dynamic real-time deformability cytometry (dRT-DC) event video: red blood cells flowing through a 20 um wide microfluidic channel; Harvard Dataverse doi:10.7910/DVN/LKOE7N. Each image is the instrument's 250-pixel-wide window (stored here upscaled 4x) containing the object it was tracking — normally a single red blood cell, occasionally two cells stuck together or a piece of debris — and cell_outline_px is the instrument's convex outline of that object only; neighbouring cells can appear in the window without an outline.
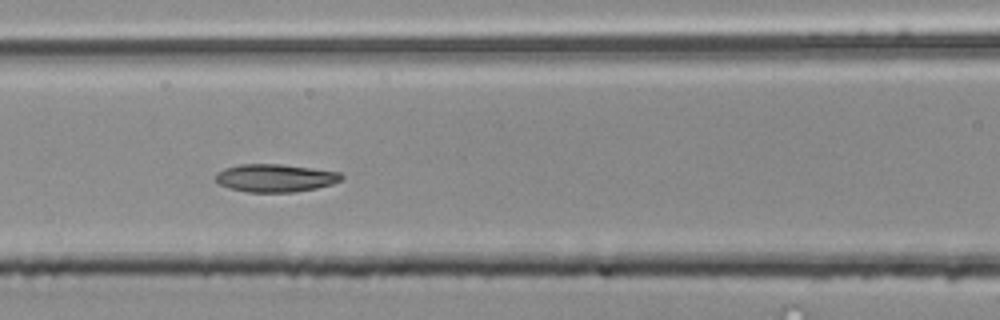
{"species": "common noctule bat (a hibernating species)", "species_latin": "Nyctalus noctula", "temperature_condition": "room temperature", "stored_images_in_passage": 15, "camera_frame_rate_fps": 3000, "um_per_image_px": 0.085, "animal": {"sex": "male", "body_mass_g": 20.4}, "frame": {"image": 1, "passage_image": 9, "time_ms": 2.667, "image_size_px": [1000, 320], "cell_outline_px": [[344, 176], [340, 180], [332, 184], [316, 188], [296, 192], [248, 192], [228, 188], [216, 184], [216, 172], [224, 168], [240, 164], [280, 164], [312, 168], [340, 172]], "centroid_in_image_um": [23.36, 15.13], "position_along_channel_um": 143.2, "area_um2": 20.58}}
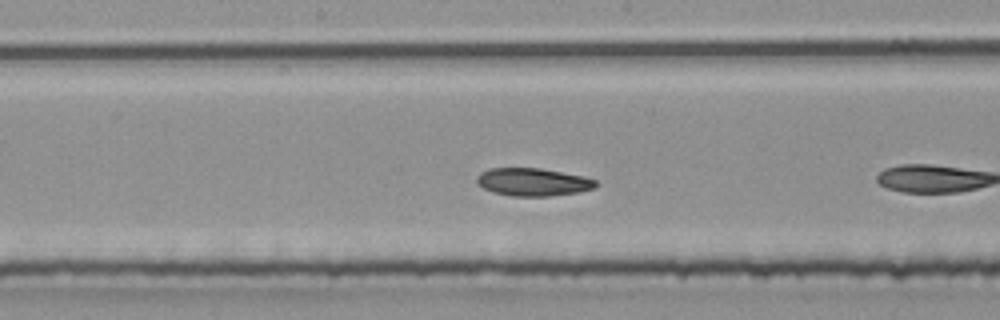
{"frame": {"image": 2, "passage_image": 11, "time_ms": 3.333, "image_size_px": [1000, 320], "cell_outline_px": [[596, 188], [580, 192], [548, 196], [512, 196], [492, 192], [484, 188], [476, 180], [476, 176], [480, 172], [488, 168], [540, 168], [584, 176], [596, 180]], "centroid_in_image_um": [45.3, 15.47], "position_along_channel_um": 202.9, "area_um2": 19.36}}